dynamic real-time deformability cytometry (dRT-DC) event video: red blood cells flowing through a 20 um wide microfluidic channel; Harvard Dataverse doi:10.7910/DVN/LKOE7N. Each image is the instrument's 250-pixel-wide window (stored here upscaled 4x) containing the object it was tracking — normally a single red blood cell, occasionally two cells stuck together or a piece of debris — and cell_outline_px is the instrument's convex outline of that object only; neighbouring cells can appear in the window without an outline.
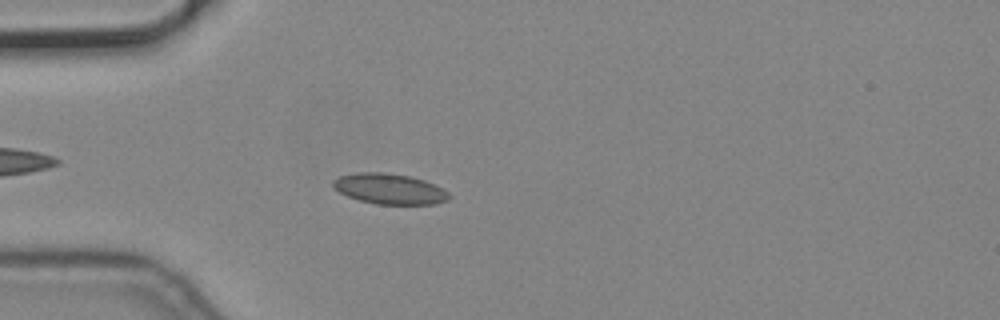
{"species": "common noctule bat (a hibernating species)", "species_latin": "Nyctalus noctula", "temperature_condition": "cold", "stored_images_in_passage": 4, "camera_frame_rate_fps": 3000, "um_per_image_px": 0.085, "animal": {"sex": "male", "body_mass_g": 19.2, "forearm_length_mm": 51.8}, "frame": {"image": 1, "passage_image": 4, "time_ms": 1.0, "image_size_px": [1000, 320], "cell_outline_px": [[452, 196], [448, 200], [436, 204], [376, 204], [360, 200], [348, 196], [340, 192], [332, 184], [332, 180], [340, 176], [360, 172], [384, 172], [408, 176], [424, 180], [448, 192]], "centroid_in_image_um": [33.12, 16.06], "position_along_channel_um": 51.9, "area_um2": 20.4}}